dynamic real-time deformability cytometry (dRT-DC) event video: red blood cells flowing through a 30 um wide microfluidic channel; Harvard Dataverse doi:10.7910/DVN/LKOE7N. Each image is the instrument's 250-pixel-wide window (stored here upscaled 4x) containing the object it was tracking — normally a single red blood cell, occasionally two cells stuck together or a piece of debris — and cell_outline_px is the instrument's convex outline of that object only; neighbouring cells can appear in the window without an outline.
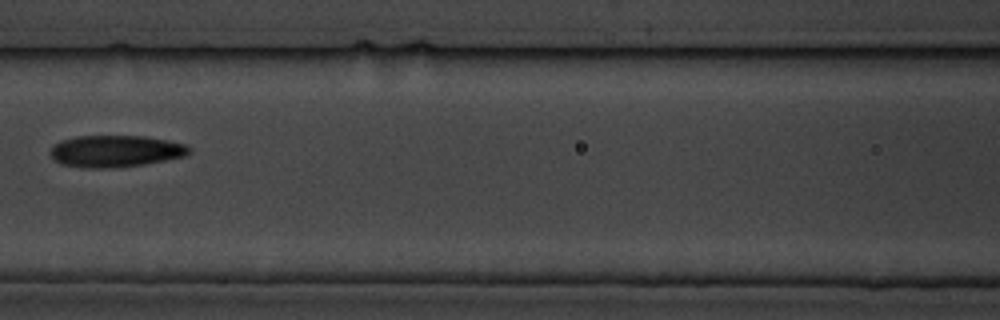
{"species": "common noctule bat (a hibernating species)", "species_latin": "Nyctalus noctula", "temperature_condition": "cold", "stored_images_in_passage": 7, "camera_frame_rate_fps": 3000, "um_per_image_px": 0.085, "animal": {"sex": "male", "body_mass_g": 19.5, "forearm_length_mm": 54.6}, "frame": {"image": 1, "passage_image": 7, "time_ms": 7.0, "image_size_px": [1000, 320], "cell_outline_px": [[192, 152], [188, 156], [144, 164], [116, 168], [80, 168], [60, 164], [48, 152], [60, 140], [76, 136], [144, 136], [188, 144], [192, 148]], "centroid_in_image_um": [9.86, 12.86], "position_along_channel_um": 156.7, "area_um2": 26.13}}